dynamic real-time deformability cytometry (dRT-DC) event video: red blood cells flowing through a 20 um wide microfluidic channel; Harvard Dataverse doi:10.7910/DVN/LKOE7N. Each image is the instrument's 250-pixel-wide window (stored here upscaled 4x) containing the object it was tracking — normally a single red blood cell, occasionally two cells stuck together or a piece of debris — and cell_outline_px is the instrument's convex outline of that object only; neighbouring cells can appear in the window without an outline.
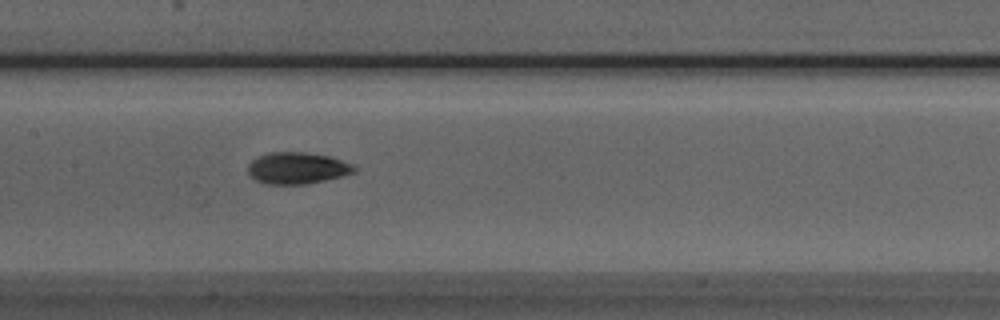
{"species": "Egyptian fruit bat (a non-hibernating species)", "species_latin": "Rousettus aegyptiacus", "temperature_condition": "room temperature", "stored_images_in_passage": 30, "camera_frame_rate_fps": 3000, "um_per_image_px": 0.085, "animal": {"sex": "male"}, "frame": {"image": 1, "passage_image": 10, "time_ms": 3.0, "image_size_px": [1000, 320], "cell_outline_px": [[356, 172], [344, 176], [304, 184], [264, 184], [256, 180], [248, 172], [248, 164], [252, 160], [268, 152], [308, 152], [328, 156], [352, 164], [356, 168]], "centroid_in_image_um": [25.26, 14.29], "position_along_channel_um": 182.1, "area_um2": 19.54}, "authors_computed_cell_mechanics": {"area_um2": 19.1896, "velocity_mm_per_s": 3.996, "shape_relaxation_time_tau1_ms": 1.3179, "shape_relaxation_time_tau2_ms": null, "deformation_change_tau1": 0.0598, "deformation_change_tau2": null}}